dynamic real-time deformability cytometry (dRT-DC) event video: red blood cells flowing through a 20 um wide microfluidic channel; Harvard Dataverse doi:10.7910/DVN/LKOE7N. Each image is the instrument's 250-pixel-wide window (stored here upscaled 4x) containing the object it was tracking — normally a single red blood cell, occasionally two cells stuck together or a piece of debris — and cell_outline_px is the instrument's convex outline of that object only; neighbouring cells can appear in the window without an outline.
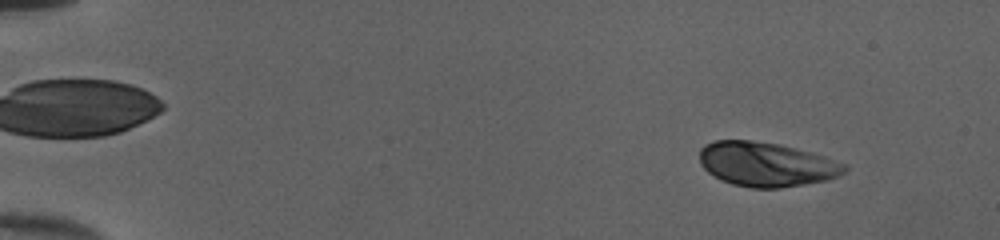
{"species": "human", "species_latin": "Homo sapiens", "temperature_condition": "cold", "stored_images_in_passage": 51, "camera_frame_rate_fps": 3000, "um_per_image_px": 0.085, "donor": {"sex": "female"}, "frame": {"image": 1, "passage_image": 5, "time_ms": 1.333, "image_size_px": [1000, 240], "cell_outline_px": [[848, 168], [844, 172], [828, 180], [780, 188], [752, 188], [732, 184], [720, 180], [708, 172], [700, 164], [700, 148], [704, 144], [712, 140], [752, 140], [780, 144], [812, 152], [848, 164]], "centroid_in_image_um": [65.13, 13.95], "position_along_channel_um": 19.9, "area_um2": 37.8}}
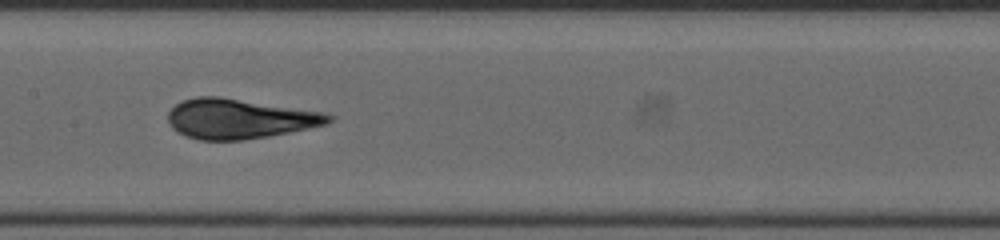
{"frame": {"image": 2, "passage_image": 27, "time_ms": 8.667, "image_size_px": [1000, 240], "cell_outline_px": [[332, 120], [328, 124], [268, 136], [244, 140], [200, 140], [188, 136], [172, 128], [168, 120], [168, 112], [176, 104], [184, 100], [196, 96], [216, 96], [324, 112], [332, 116]], "centroid_in_image_um": [20.34, 10.09], "position_along_channel_um": 187.1, "area_um2": 36.88}}
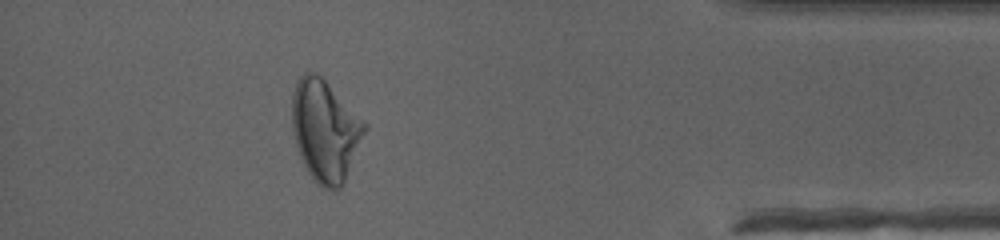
{"frame": {"image": 3, "passage_image": 46, "time_ms": 15.0, "image_size_px": [1000, 240], "cell_outline_px": [[368, 128], [344, 180], [340, 188], [324, 188], [316, 184], [308, 172], [300, 156], [296, 144], [292, 128], [292, 92], [296, 80], [304, 72], [316, 72], [368, 124]], "centroid_in_image_um": [27.62, 11.07], "position_along_channel_um": 407.6, "area_um2": 42.6}, "authors_computed_cell_mechanics": {"area_um2": 36.992, "velocity_mm_per_s": 4.041, "shape_relaxation_time_tau1_ms": 5.5348, "shape_relaxation_time_tau2_ms": 0.6249, "deformation_change_tau1": 0.1929, "deformation_change_tau2": 0.0401}}